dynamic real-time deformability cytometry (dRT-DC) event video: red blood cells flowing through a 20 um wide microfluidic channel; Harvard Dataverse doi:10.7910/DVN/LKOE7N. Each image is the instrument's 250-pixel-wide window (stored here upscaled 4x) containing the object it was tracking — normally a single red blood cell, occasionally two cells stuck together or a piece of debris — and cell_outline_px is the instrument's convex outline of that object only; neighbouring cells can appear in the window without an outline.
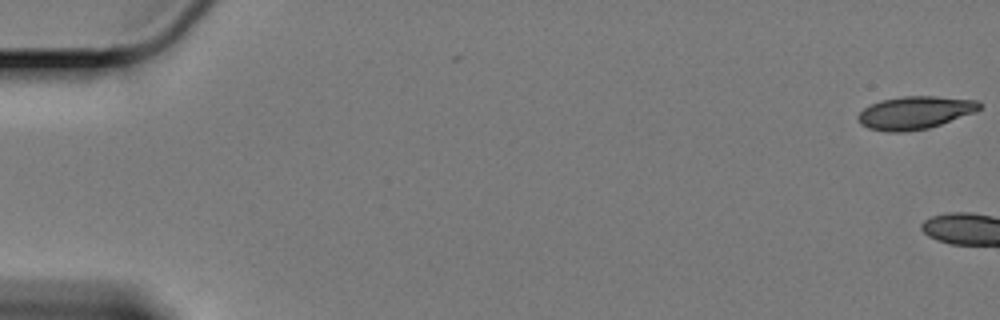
{"species": "Egyptian fruit bat (a non-hibernating species)", "species_latin": "Rousettus aegyptiacus", "temperature_condition": "cold", "stored_images_in_passage": 4, "camera_frame_rate_fps": 3000, "um_per_image_px": 0.085, "animal": {"sex": "female"}, "frame": {"image": 1, "passage_image": 1, "time_ms": 0.0, "image_size_px": [1000, 320], "cell_outline_px": [[980, 108], [976, 112], [928, 128], [900, 132], [888, 132], [868, 128], [860, 124], [856, 120], [856, 116], [864, 108], [880, 100], [904, 96], [936, 96], [980, 100]], "centroid_in_image_um": [77.76, 9.57], "position_along_channel_um": 7.2, "area_um2": 23.29}}